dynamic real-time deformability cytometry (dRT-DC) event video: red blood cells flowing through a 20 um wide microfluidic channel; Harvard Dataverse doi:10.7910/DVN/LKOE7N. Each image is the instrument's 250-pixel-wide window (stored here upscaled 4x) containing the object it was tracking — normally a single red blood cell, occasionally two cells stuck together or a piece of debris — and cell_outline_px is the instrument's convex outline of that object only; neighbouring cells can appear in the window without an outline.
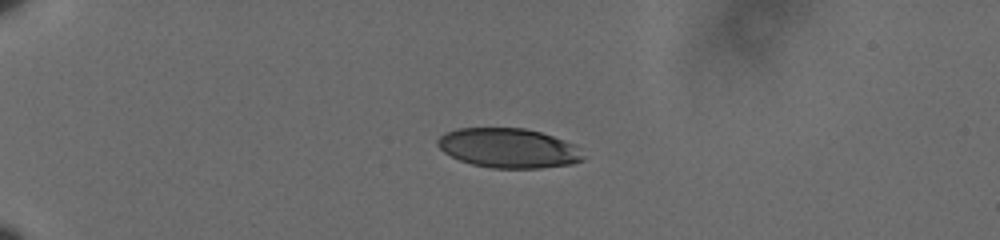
{"species": "human", "species_latin": "Homo sapiens", "temperature_condition": "cold", "stored_images_in_passage": 44, "camera_frame_rate_fps": 3000, "um_per_image_px": 0.085, "donor": {"sex": "male"}, "frame": {"image": 1, "passage_image": 1, "time_ms": 0.0, "image_size_px": [1000, 240], "cell_outline_px": [[584, 160], [572, 164], [540, 168], [492, 168], [472, 164], [460, 160], [444, 152], [436, 144], [436, 140], [444, 132], [456, 128], [524, 128], [540, 132], [564, 140], [572, 144], [584, 156]], "centroid_in_image_um": [43.18, 12.58], "position_along_channel_um": 41.8, "area_um2": 33.47}}
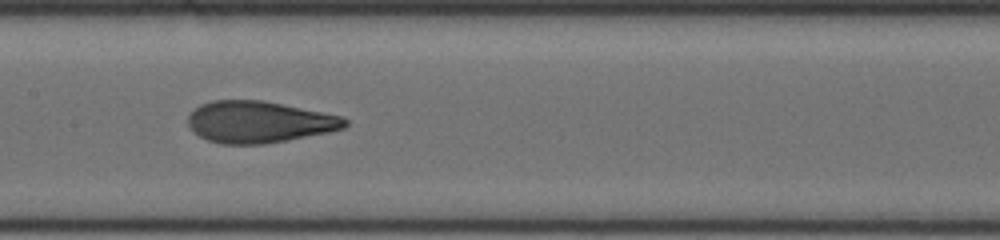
{"frame": {"image": 2, "passage_image": 18, "time_ms": 5.667, "image_size_px": [1000, 240], "cell_outline_px": [[348, 124], [344, 128], [328, 132], [264, 144], [220, 144], [208, 140], [192, 132], [188, 124], [188, 116], [200, 104], [212, 100], [264, 100], [344, 116], [348, 120]], "centroid_in_image_um": [22.02, 10.36], "position_along_channel_um": 185.4, "area_um2": 38.21}}
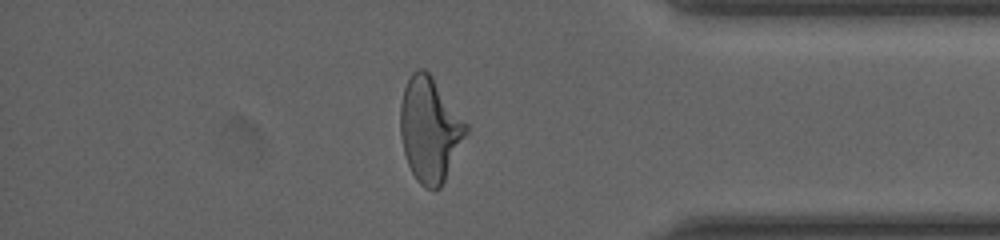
{"frame": {"image": 3, "passage_image": 37, "time_ms": 12.0, "image_size_px": [1000, 240], "cell_outline_px": [[468, 132], [440, 188], [432, 192], [424, 188], [416, 180], [408, 164], [404, 152], [400, 136], [400, 104], [404, 88], [412, 72], [416, 68], [424, 68], [432, 76], [468, 124]], "centroid_in_image_um": [36.52, 11.02], "position_along_channel_um": 398.7, "area_um2": 40.11}, "authors_computed_cell_mechanics": {"area_um2": 38.0324, "velocity_mm_per_s": 3.6097, "shape_relaxation_time_tau1_ms": 4.8396, "shape_relaxation_time_tau2_ms": 1.0995, "deformation_change_tau1": 0.1973, "deformation_change_tau2": 0.0721}}